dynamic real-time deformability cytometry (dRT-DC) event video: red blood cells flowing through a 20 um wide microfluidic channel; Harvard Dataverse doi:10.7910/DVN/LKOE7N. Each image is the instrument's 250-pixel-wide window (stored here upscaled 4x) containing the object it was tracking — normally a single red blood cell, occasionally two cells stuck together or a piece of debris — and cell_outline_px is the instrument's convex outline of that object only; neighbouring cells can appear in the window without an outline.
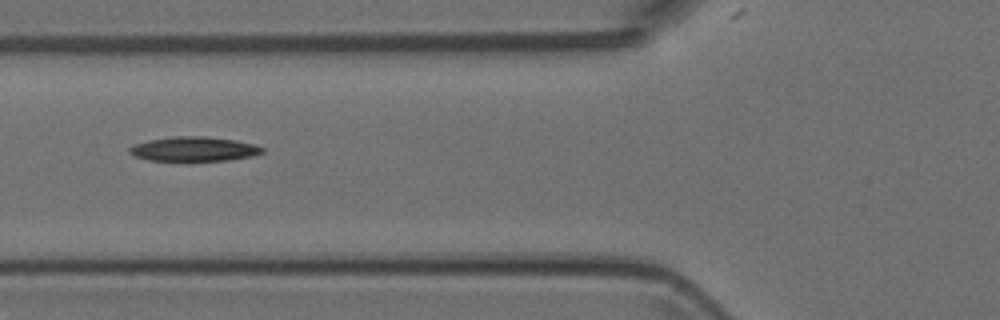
{"species": "Egyptian fruit bat (a non-hibernating species)", "species_latin": "Rousettus aegyptiacus", "temperature_condition": "room temperature", "stored_images_in_passage": 6, "camera_frame_rate_fps": 3000, "um_per_image_px": 0.085, "animal": {"sex": "female"}, "frame": {"image": 1, "passage_image": 4, "time_ms": 1.0, "image_size_px": [1000, 320], "cell_outline_px": [[264, 152], [252, 156], [228, 160], [148, 160], [136, 156], [128, 152], [128, 148], [132, 144], [148, 140], [172, 136], [204, 136], [236, 140], [252, 144], [264, 148]], "centroid_in_image_um": [16.45, 12.65], "position_along_channel_um": 109.3, "area_um2": 18.84}}
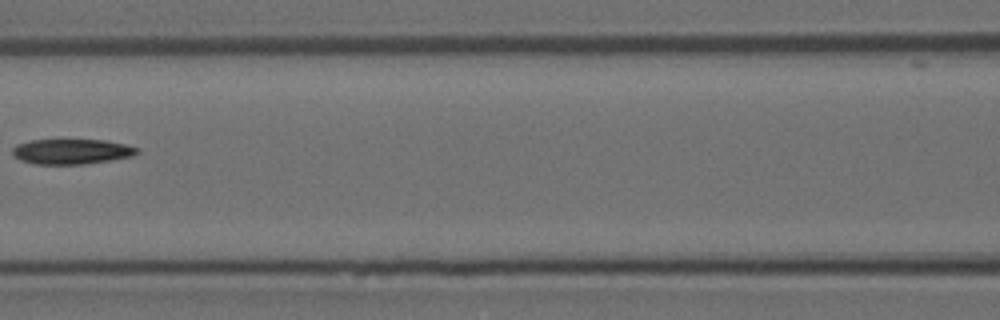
{"frame": {"image": 2, "passage_image": 5, "time_ms": 1.333, "image_size_px": [1000, 320], "cell_outline_px": [[140, 152], [132, 156], [84, 164], [36, 164], [20, 160], [12, 152], [12, 148], [16, 144], [28, 140], [56, 136], [108, 140], [128, 144], [136, 148]], "centroid_in_image_um": [6.05, 12.8], "position_along_channel_um": 160.6, "area_um2": 19.42}}
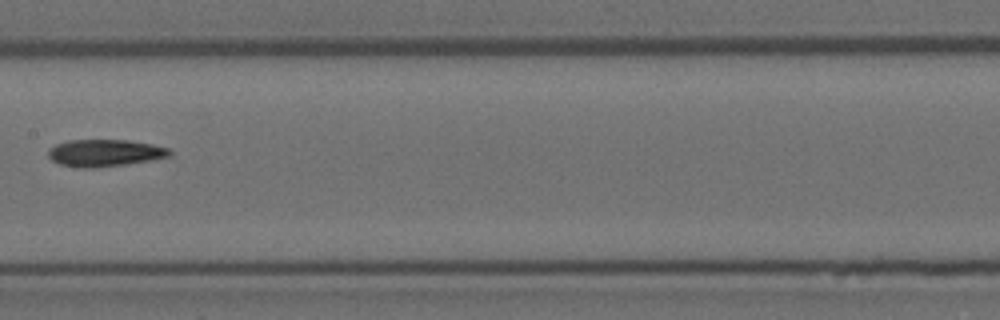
{"frame": {"image": 3, "passage_image": 6, "time_ms": 1.667, "image_size_px": [1000, 320], "cell_outline_px": [[172, 152], [168, 156], [152, 160], [124, 164], [92, 168], [84, 168], [60, 164], [52, 160], [48, 156], [48, 148], [56, 144], [68, 140], [128, 140], [152, 144], [168, 148]], "centroid_in_image_um": [8.88, 12.99], "position_along_channel_um": 198.5, "area_um2": 19.02}}